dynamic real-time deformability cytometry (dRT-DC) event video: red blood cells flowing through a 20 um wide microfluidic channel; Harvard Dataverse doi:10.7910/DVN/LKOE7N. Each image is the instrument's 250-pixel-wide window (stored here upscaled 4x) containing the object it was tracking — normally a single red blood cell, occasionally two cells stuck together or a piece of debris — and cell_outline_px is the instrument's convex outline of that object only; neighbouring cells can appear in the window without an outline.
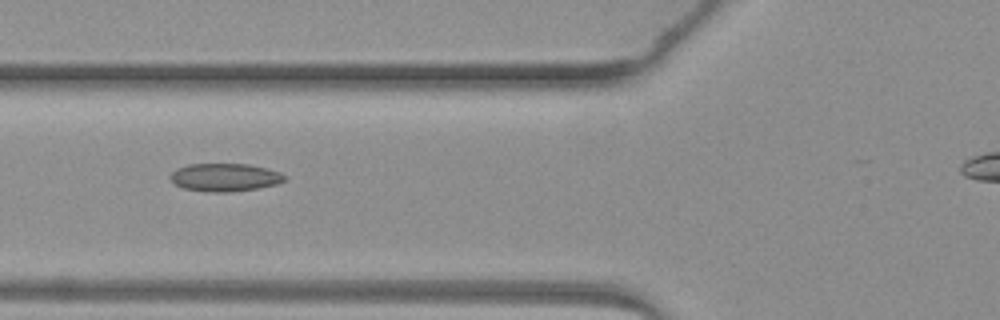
{"species": "common noctule bat (a hibernating species)", "species_latin": "Nyctalus noctula", "temperature_condition": "warm", "stored_images_in_passage": 6, "camera_frame_rate_fps": 3000, "um_per_image_px": 0.085, "animal": {"sex": "female", "body_mass_g": 19.3, "forearm_length_mm": 54.1}, "frame": {"image": 1, "passage_image": 5, "time_ms": 4.333, "image_size_px": [1000, 320], "cell_outline_px": [[288, 180], [276, 184], [256, 188], [232, 192], [208, 192], [184, 188], [176, 184], [168, 176], [176, 168], [188, 164], [248, 164], [280, 172], [288, 176]], "centroid_in_image_um": [19.13, 15.07], "position_along_channel_um": 106.7, "area_um2": 18.67}}